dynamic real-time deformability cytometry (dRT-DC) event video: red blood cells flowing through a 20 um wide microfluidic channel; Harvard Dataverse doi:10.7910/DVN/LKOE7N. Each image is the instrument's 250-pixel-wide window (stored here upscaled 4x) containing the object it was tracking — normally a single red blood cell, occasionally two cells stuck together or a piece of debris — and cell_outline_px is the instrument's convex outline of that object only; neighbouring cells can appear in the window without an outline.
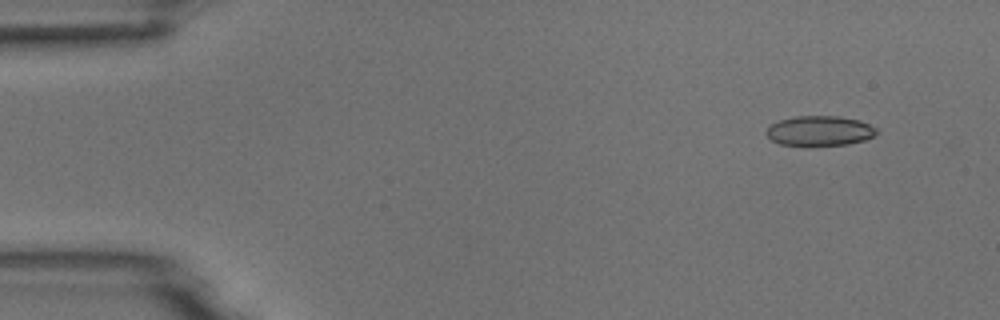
{"species": "common noctule bat (a hibernating species)", "species_latin": "Nyctalus noctula", "temperature_condition": "room temperature", "stored_images_in_passage": 6, "camera_frame_rate_fps": 3000, "um_per_image_px": 0.085, "animal": {"sex": "male", "body_mass_g": 18.8}, "frame": {"image": 1, "passage_image": 2, "time_ms": 1.333, "image_size_px": [1000, 320], "cell_outline_px": [[880, 132], [864, 140], [848, 144], [808, 148], [780, 144], [772, 140], [764, 132], [772, 124], [780, 120], [796, 116], [840, 116], [860, 120], [876, 128]], "centroid_in_image_um": [69.66, 11.16], "position_along_channel_um": 15.3, "area_um2": 19.83}}
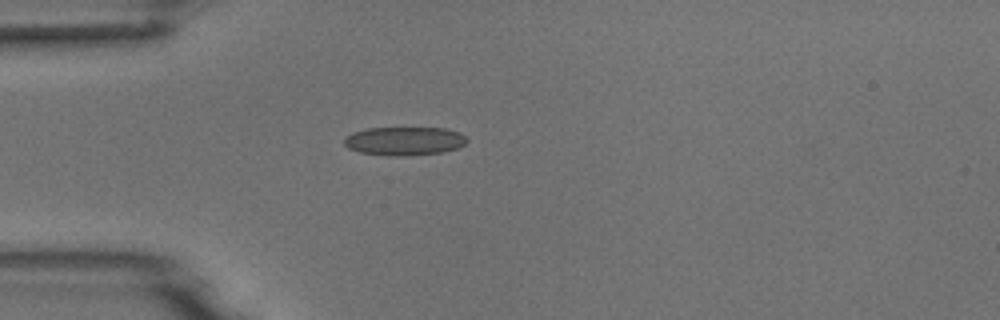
{"frame": {"image": 2, "passage_image": 5, "time_ms": 4.667, "image_size_px": [1000, 320], "cell_outline_px": [[468, 140], [464, 144], [456, 148], [444, 152], [396, 156], [388, 156], [360, 152], [348, 148], [344, 144], [344, 140], [352, 132], [368, 128], [444, 128], [460, 132]], "centroid_in_image_um": [34.37, 11.98], "position_along_channel_um": 50.6, "area_um2": 20.29}}